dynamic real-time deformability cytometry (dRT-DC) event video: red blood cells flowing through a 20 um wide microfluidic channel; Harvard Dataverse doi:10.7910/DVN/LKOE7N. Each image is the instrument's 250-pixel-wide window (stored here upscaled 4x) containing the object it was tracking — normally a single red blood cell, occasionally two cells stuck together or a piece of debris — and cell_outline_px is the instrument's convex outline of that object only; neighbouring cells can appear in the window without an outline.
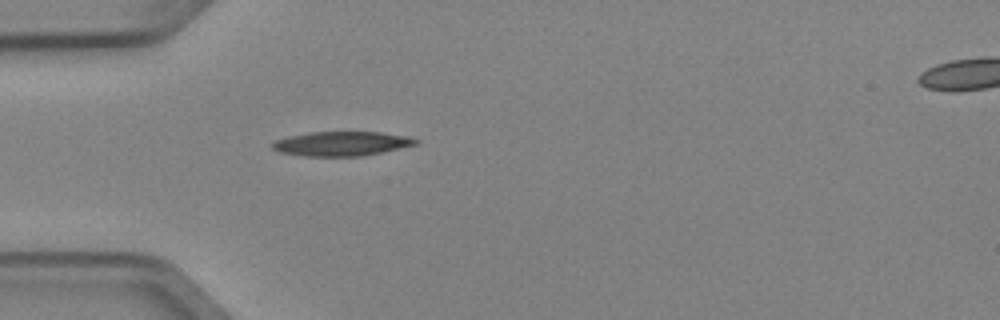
{"species": "Egyptian fruit bat (a non-hibernating species)", "species_latin": "Rousettus aegyptiacus", "temperature_condition": "cold", "stored_images_in_passage": 1, "camera_frame_rate_fps": 3000, "um_per_image_px": 0.085, "animal": {"sex": "female"}, "frame": {"image": 1, "passage_image": 1, "time_ms": 0.0, "image_size_px": [1000, 320], "cell_outline_px": [[420, 144], [364, 156], [304, 156], [280, 152], [272, 148], [272, 140], [288, 136], [312, 132], [380, 132], [408, 136], [420, 140]], "centroid_in_image_um": [29.07, 12.21], "position_along_channel_um": 55.9, "area_um2": 20.58}}